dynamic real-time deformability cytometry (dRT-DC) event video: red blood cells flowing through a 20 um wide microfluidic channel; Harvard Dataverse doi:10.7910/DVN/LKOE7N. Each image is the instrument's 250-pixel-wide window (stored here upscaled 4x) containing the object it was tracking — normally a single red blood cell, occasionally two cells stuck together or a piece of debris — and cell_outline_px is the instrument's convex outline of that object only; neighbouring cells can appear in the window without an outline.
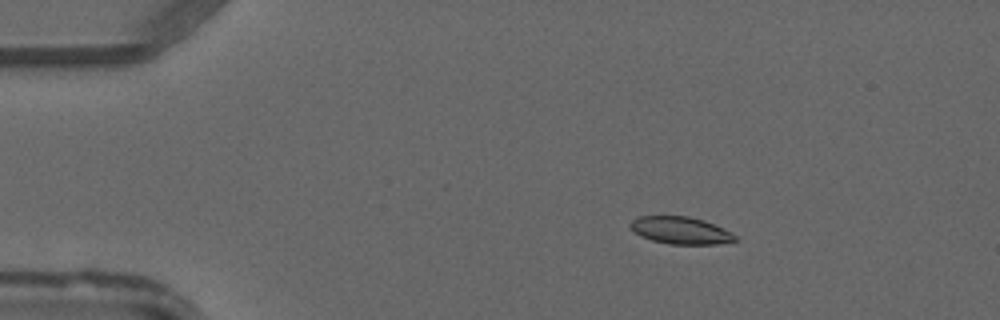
{"species": "common noctule bat (a hibernating species)", "species_latin": "Nyctalus noctula", "temperature_condition": "warm", "stored_images_in_passage": 20, "camera_frame_rate_fps": 3000, "um_per_image_px": 0.085, "animal": {"sex": "male", "forearm_length_mm": 52.5}, "frame": {"image": 1, "passage_image": 8, "time_ms": 2.333, "image_size_px": [1000, 320], "cell_outline_px": [[736, 240], [716, 244], [668, 244], [652, 240], [640, 236], [628, 224], [632, 220], [640, 216], [688, 216], [704, 220], [724, 228], [732, 232], [736, 236]], "centroid_in_image_um": [57.86, 19.58], "position_along_channel_um": 27.1, "area_um2": 16.59}}